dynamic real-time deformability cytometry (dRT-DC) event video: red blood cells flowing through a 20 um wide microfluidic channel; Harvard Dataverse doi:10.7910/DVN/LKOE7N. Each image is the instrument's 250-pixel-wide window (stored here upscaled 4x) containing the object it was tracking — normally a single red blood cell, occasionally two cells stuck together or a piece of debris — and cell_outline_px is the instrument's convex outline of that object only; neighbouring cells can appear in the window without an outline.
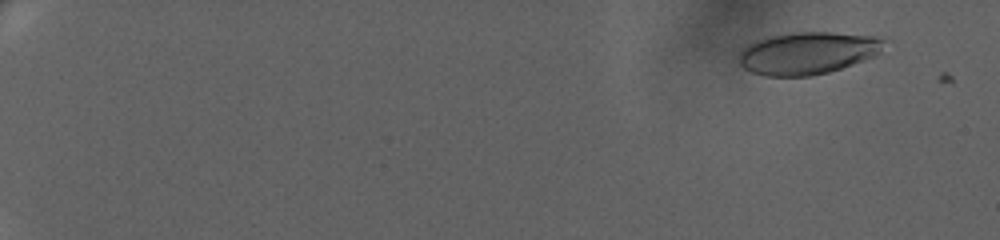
{"species": "human", "species_latin": "Homo sapiens", "temperature_condition": "warm", "stored_images_in_passage": 69, "camera_frame_rate_fps": 3000, "um_per_image_px": 0.085, "donor": {"sex": "female"}, "frame": {"image": 1, "passage_image": 7, "time_ms": 2.0, "image_size_px": [1000, 240], "cell_outline_px": [[876, 40], [848, 64], [824, 72], [800, 76], [776, 76], [756, 72], [748, 68], [744, 64], [744, 56], [756, 44], [768, 40], [784, 36], [856, 36]], "centroid_in_image_um": [68.37, 4.63], "position_along_channel_um": 16.6, "area_um2": 28.38}}
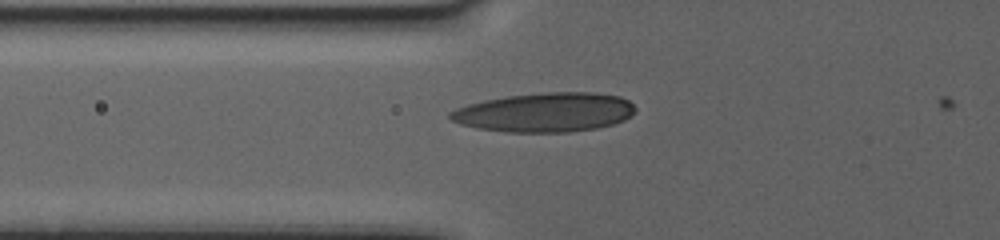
{"frame": {"image": 2, "passage_image": 31, "time_ms": 10.0, "image_size_px": [1000, 240], "cell_outline_px": [[632, 112], [628, 116], [620, 120], [608, 124], [588, 128], [488, 128], [472, 124], [460, 120], [452, 116], [456, 112], [464, 108], [476, 104], [516, 96], [612, 96], [624, 100], [632, 104]], "centroid_in_image_um": [46.46, 9.53], "position_along_channel_um": 79.3, "area_um2": 34.62}}
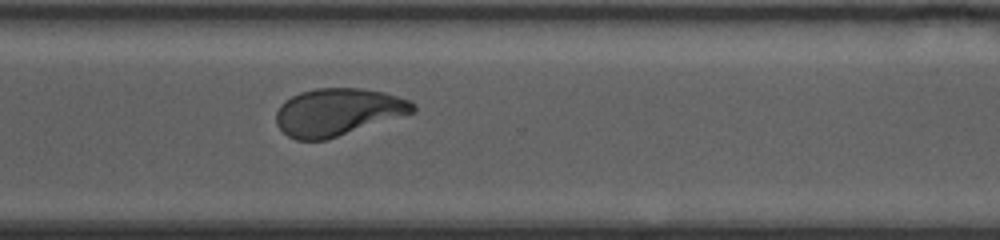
{"frame": {"image": 3, "passage_image": 55, "time_ms": 18.0, "image_size_px": [1000, 240], "cell_outline_px": [[412, 112], [320, 140], [300, 140], [284, 132], [280, 128], [276, 116], [280, 108], [288, 100], [304, 92], [324, 88], [348, 88], [376, 92], [404, 100], [412, 104]], "centroid_in_image_um": [28.63, 9.53], "position_along_channel_um": 342.0, "area_um2": 34.85}, "authors_computed_cell_mechanics": {"area_um2": 33.2928, "velocity_mm_per_s": 3.3104, "shape_relaxation_time_tau1_ms": 10.2399, "shape_relaxation_time_tau2_ms": 1.256, "deformation_change_tau1": 0.3179, "deformation_change_tau2": 0.0772}}